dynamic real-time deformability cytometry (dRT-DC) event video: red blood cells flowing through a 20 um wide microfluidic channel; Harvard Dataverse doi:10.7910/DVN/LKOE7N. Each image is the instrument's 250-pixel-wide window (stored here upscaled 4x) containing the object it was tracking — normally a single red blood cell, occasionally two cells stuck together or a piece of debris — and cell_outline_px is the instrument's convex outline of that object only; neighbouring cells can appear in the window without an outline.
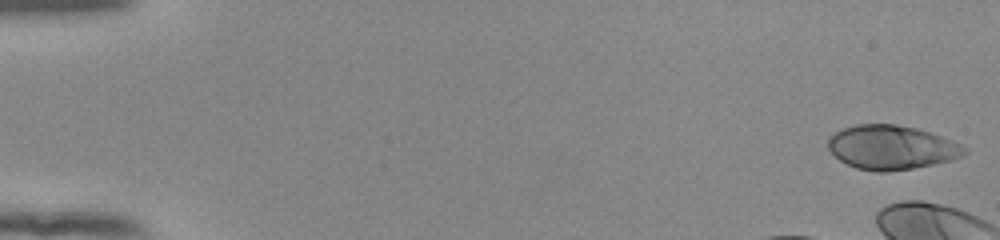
{"species": "human", "species_latin": "Homo sapiens", "temperature_condition": "room temperature", "stored_images_in_passage": 10, "camera_frame_rate_fps": 3000, "um_per_image_px": 0.085, "donor": {"sex": "female"}, "frame": {"image": 1, "passage_image": 1, "time_ms": 0.0, "image_size_px": [1000, 240], "cell_outline_px": [[968, 152], [964, 156], [932, 164], [912, 168], [888, 172], [876, 172], [856, 168], [840, 160], [828, 148], [828, 136], [844, 128], [856, 124], [896, 124], [916, 128], [952, 140], [968, 148]], "centroid_in_image_um": [75.78, 12.53], "position_along_channel_um": 9.2, "area_um2": 34.97}}